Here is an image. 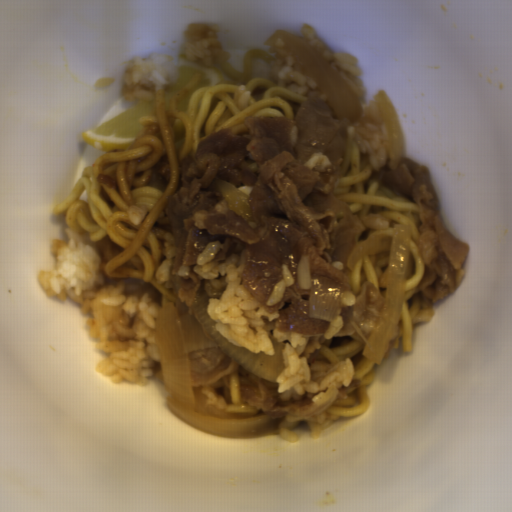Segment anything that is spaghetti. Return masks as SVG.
Segmentation results:
<instances>
[{"instance_id":"obj_1","label":"spaghetti","mask_w":512,"mask_h":512,"mask_svg":"<svg viewBox=\"0 0 512 512\" xmlns=\"http://www.w3.org/2000/svg\"><path fill=\"white\" fill-rule=\"evenodd\" d=\"M256 57L269 65L276 58L256 48L244 53L243 71L223 61L220 66L232 83L193 91L202 79L197 73L172 95L168 107L166 91L156 90L155 115L138 119L143 127L133 144L124 152H106L92 166L82 168L69 194L52 207L54 217L65 213L68 228L88 233L90 242L108 235L124 248L106 263L101 261L99 269L105 276L117 282L136 278L151 283L176 302L174 289L156 278L165 260L167 230L155 225L169 196L177 191L184 160L221 128H231L237 136L250 135L244 119L295 121L308 99L266 78H253ZM190 93L186 111L180 110Z\"/></svg>"},{"instance_id":"obj_2","label":"spaghetti","mask_w":512,"mask_h":512,"mask_svg":"<svg viewBox=\"0 0 512 512\" xmlns=\"http://www.w3.org/2000/svg\"><path fill=\"white\" fill-rule=\"evenodd\" d=\"M357 130L348 125L345 158L339 175L334 182L333 194L347 203L354 215L360 218L366 214H382L390 219L387 230L368 228L356 235V245L377 235L393 238L395 223L411 226L412 236L409 247L403 289L401 316L398 336L393 349L404 353L414 352V326L433 321L436 310L433 302L420 292V282L426 265L415 240L420 237V209L417 202L396 196L388 186L372 178L373 167L369 154L360 156L355 141Z\"/></svg>"},{"instance_id":"obj_3","label":"spaghetti","mask_w":512,"mask_h":512,"mask_svg":"<svg viewBox=\"0 0 512 512\" xmlns=\"http://www.w3.org/2000/svg\"><path fill=\"white\" fill-rule=\"evenodd\" d=\"M325 339L320 353L310 370L313 373L328 372L333 366L349 358L354 376L347 389V399L336 398L335 402L323 410L343 417L357 416L370 409L372 402L367 394V385L376 378V363L362 355L365 345L353 339Z\"/></svg>"},{"instance_id":"obj_4","label":"spaghetti","mask_w":512,"mask_h":512,"mask_svg":"<svg viewBox=\"0 0 512 512\" xmlns=\"http://www.w3.org/2000/svg\"><path fill=\"white\" fill-rule=\"evenodd\" d=\"M390 256L385 254H366L357 259L352 271L347 275L351 288L357 297L365 281L372 283L385 298Z\"/></svg>"},{"instance_id":"obj_5","label":"spaghetti","mask_w":512,"mask_h":512,"mask_svg":"<svg viewBox=\"0 0 512 512\" xmlns=\"http://www.w3.org/2000/svg\"><path fill=\"white\" fill-rule=\"evenodd\" d=\"M229 397L231 404L225 405L224 412L236 413V414H257L259 409L254 408L252 405L246 404L242 401L239 372L231 374Z\"/></svg>"}]
</instances>
